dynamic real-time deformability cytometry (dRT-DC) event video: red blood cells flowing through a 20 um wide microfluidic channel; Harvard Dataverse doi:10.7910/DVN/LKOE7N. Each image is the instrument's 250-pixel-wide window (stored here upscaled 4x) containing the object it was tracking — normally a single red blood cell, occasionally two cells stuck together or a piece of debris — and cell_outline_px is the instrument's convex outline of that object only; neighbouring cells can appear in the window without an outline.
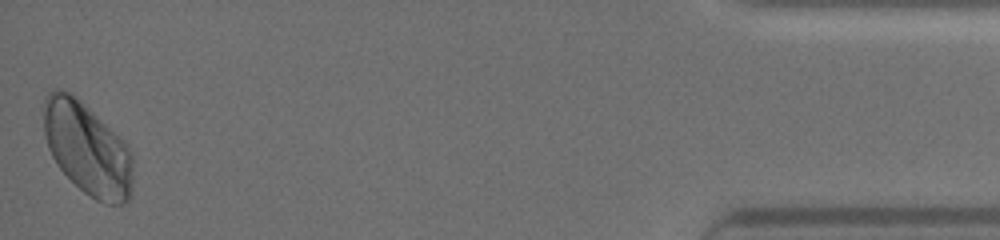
{"species": "human", "species_latin": "Homo sapiens", "temperature_condition": "warm", "stored_images_in_passage": 36, "camera_frame_rate_fps": 3000, "um_per_image_px": 0.085, "donor": {"sex": "male"}, "frame": {"image": 1, "passage_image": 36, "time_ms": 11.667, "image_size_px": [1000, 240], "cell_outline_px": [[132, 192], [128, 200], [124, 204], [108, 204], [96, 200], [84, 192], [56, 164], [48, 148], [44, 132], [44, 96], [48, 92], [56, 88], [60, 88], [76, 96], [124, 140], [132, 156]], "centroid_in_image_um": [7.42, 12.63], "position_along_channel_um": 427.8, "area_um2": 48.09}}